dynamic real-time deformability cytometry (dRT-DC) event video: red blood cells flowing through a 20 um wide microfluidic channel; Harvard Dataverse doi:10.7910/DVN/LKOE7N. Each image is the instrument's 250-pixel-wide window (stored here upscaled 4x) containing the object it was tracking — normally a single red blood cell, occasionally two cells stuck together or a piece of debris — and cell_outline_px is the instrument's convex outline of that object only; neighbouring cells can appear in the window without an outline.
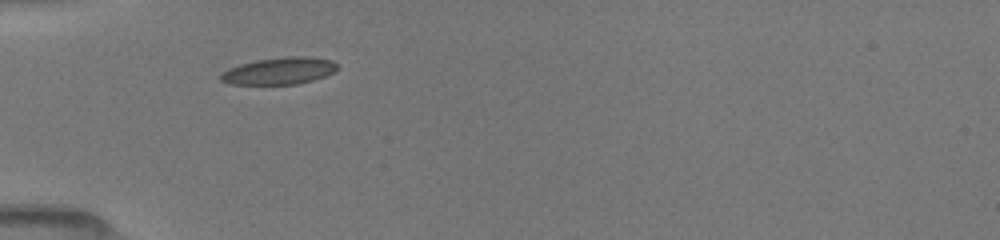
{"species": "common noctule bat (a hibernating species)", "species_latin": "Nyctalus noctula", "temperature_condition": "room temperature", "stored_images_in_passage": 4, "camera_frame_rate_fps": 3000, "um_per_image_px": 0.085, "animal": {"sex": "female", "body_mass_g": 19.5, "forearm_length_mm": 54.1}, "frame": {"image": 1, "passage_image": 1, "time_ms": 0.0, "image_size_px": [1000, 240], "cell_outline_px": [[336, 68], [332, 72], [324, 76], [312, 80], [296, 84], [228, 84], [220, 80], [220, 72], [228, 68], [240, 64], [256, 60], [284, 56], [308, 56], [332, 60], [336, 64]], "centroid_in_image_um": [23.68, 6.02], "position_along_channel_um": 61.3, "area_um2": 18.32}}